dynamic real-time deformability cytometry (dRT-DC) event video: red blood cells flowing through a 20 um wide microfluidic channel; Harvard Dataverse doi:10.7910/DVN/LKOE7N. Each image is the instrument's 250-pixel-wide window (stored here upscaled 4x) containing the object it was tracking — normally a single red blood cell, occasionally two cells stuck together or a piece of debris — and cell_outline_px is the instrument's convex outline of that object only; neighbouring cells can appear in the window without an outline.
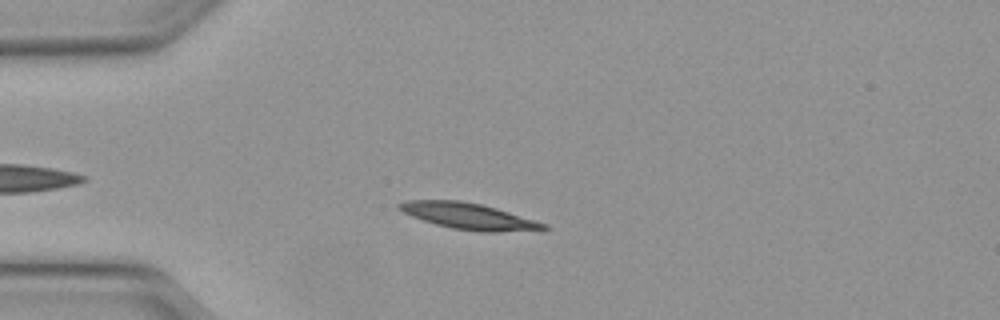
{"species": "Egyptian fruit bat (a non-hibernating species)", "species_latin": "Rousettus aegyptiacus", "temperature_condition": "warm", "stored_images_in_passage": 44, "camera_frame_rate_fps": 3000, "um_per_image_px": 0.085, "animal": {"sex": "female"}, "frame": {"image": 1, "passage_image": 7, "time_ms": 2.0, "image_size_px": [1000, 320], "cell_outline_px": [[552, 228], [496, 232], [480, 232], [452, 228], [436, 224], [412, 216], [396, 208], [396, 204], [408, 200], [460, 200], [480, 204], [496, 208], [548, 224]], "centroid_in_image_um": [39.82, 18.37], "position_along_channel_um": 45.2, "area_um2": 21.85}}
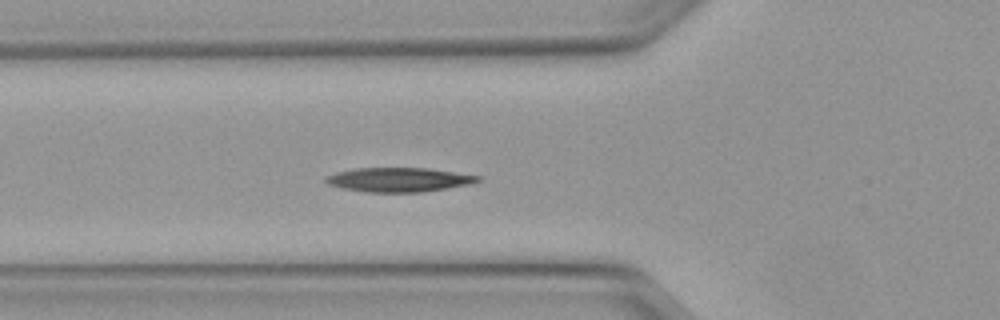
{"frame": {"image": 2, "passage_image": 12, "time_ms": 3.667, "image_size_px": [1000, 320], "cell_outline_px": [[484, 180], [472, 184], [420, 192], [364, 192], [344, 188], [328, 184], [324, 180], [324, 176], [336, 172], [356, 168], [428, 168], [484, 176]], "centroid_in_image_um": [33.96, 15.27], "position_along_channel_um": 91.8, "area_um2": 21.68}}
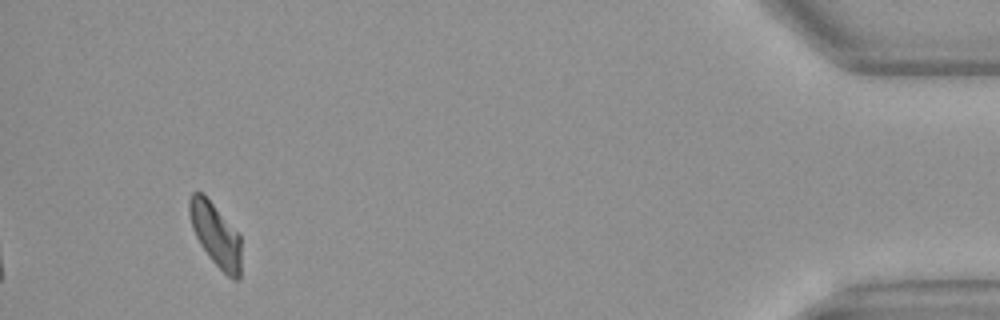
{"frame": {"image": 3, "passage_image": 41, "time_ms": 13.333, "image_size_px": [1000, 320], "cell_outline_px": [[240, 280], [232, 280], [212, 260], [200, 244], [192, 228], [188, 212], [188, 200], [192, 192], [204, 192], [240, 236]], "centroid_in_image_um": [18.3, 19.92], "position_along_channel_um": 416.9, "area_um2": 19.07}, "authors_computed_cell_mechanics": {"area_um2": 20.7791, "velocity_mm_per_s": 4.0922, "shape_relaxation_time_tau1_ms": 6.0858, "shape_relaxation_time_tau2_ms": null, "deformation_change_tau1": 0.1878, "deformation_change_tau2": null}}